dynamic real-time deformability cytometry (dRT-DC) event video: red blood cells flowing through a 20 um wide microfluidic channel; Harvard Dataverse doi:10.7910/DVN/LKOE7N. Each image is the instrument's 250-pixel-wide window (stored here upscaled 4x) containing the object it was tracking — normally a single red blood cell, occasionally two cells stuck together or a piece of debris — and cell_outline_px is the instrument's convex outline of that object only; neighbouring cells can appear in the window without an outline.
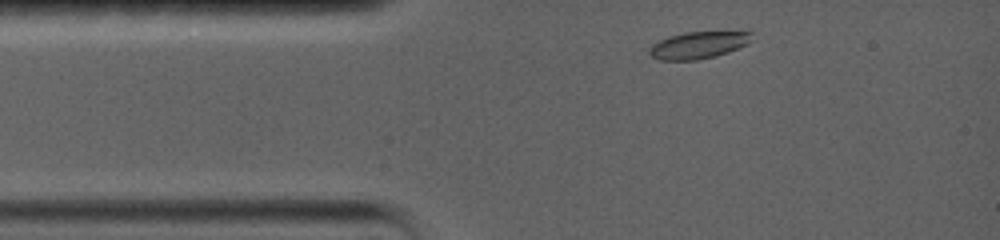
{"species": "common noctule bat (a hibernating species)", "species_latin": "Nyctalus noctula", "temperature_condition": "warm", "stored_images_in_passage": 37, "camera_frame_rate_fps": 5000, "um_per_image_px": 0.085, "animal": {"sex": "female", "body_mass_g": 19.0, "forearm_length_mm": 56.7}, "frame": {"image": 1, "passage_image": 2, "time_ms": 0.2, "image_size_px": [1000, 240], "cell_outline_px": [[752, 32], [748, 44], [728, 52], [716, 56], [696, 60], [660, 60], [652, 56], [648, 52], [648, 48], [652, 44], [668, 36], [684, 32]], "centroid_in_image_um": [59.31, 3.84], "position_along_channel_um": 25.7, "area_um2": 16.01}}
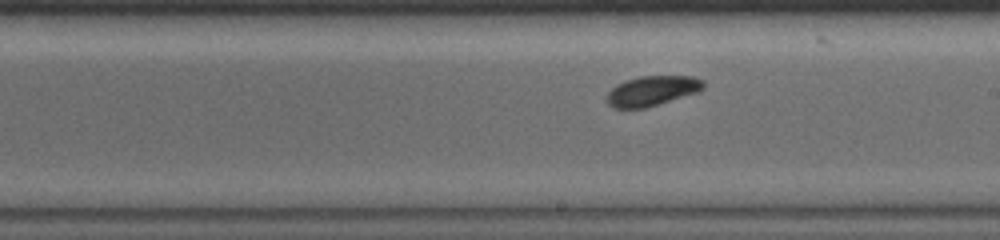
{"frame": {"image": 2, "passage_image": 22, "time_ms": 6.8, "image_size_px": [1000, 240], "cell_outline_px": [[704, 88], [696, 92], [644, 108], [612, 108], [604, 100], [608, 92], [616, 84], [624, 80], [640, 76], [692, 76], [704, 80]], "centroid_in_image_um": [55.37, 7.71], "position_along_channel_um": 233.6, "area_um2": 16.82}}
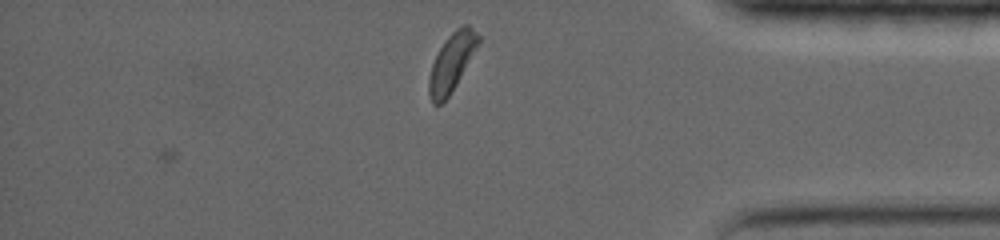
{"frame": {"image": 3, "passage_image": 37, "time_ms": 12.0, "image_size_px": [1000, 240], "cell_outline_px": [[480, 40], [456, 84], [448, 96], [440, 104], [432, 104], [428, 96], [428, 80], [432, 64], [444, 40], [456, 28], [464, 24], [468, 24], [480, 36]], "centroid_in_image_um": [38.36, 5.3], "position_along_channel_um": 396.8, "area_um2": 16.3}, "authors_computed_cell_mechanics": {"area_um2": 16.8776, "velocity_mm_per_s": 3.5344, "shape_relaxation_time_tau1_ms": 1.725, "shape_relaxation_time_tau2_ms": null, "deformation_change_tau1": 0.0687, "deformation_change_tau2": null}}